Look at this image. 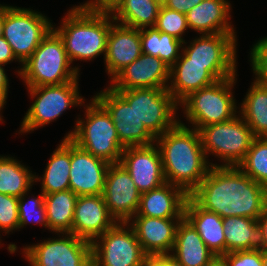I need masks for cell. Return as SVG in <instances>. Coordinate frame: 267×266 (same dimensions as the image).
<instances>
[{
	"label": "cell",
	"mask_w": 267,
	"mask_h": 266,
	"mask_svg": "<svg viewBox=\"0 0 267 266\" xmlns=\"http://www.w3.org/2000/svg\"><path fill=\"white\" fill-rule=\"evenodd\" d=\"M189 196L200 207L222 218L258 220L267 207V187L252 180L238 166H211Z\"/></svg>",
	"instance_id": "6da1fadb"
},
{
	"label": "cell",
	"mask_w": 267,
	"mask_h": 266,
	"mask_svg": "<svg viewBox=\"0 0 267 266\" xmlns=\"http://www.w3.org/2000/svg\"><path fill=\"white\" fill-rule=\"evenodd\" d=\"M165 181L181 188L188 196L206 177L211 163L205 156L198 130L179 121L163 135L156 137Z\"/></svg>",
	"instance_id": "7a4b0ae2"
},
{
	"label": "cell",
	"mask_w": 267,
	"mask_h": 266,
	"mask_svg": "<svg viewBox=\"0 0 267 266\" xmlns=\"http://www.w3.org/2000/svg\"><path fill=\"white\" fill-rule=\"evenodd\" d=\"M114 20L110 13L92 12L81 5L68 10L61 25L53 30L60 36L70 62L91 61L106 54L107 37Z\"/></svg>",
	"instance_id": "3957f363"
},
{
	"label": "cell",
	"mask_w": 267,
	"mask_h": 266,
	"mask_svg": "<svg viewBox=\"0 0 267 266\" xmlns=\"http://www.w3.org/2000/svg\"><path fill=\"white\" fill-rule=\"evenodd\" d=\"M85 107V119L78 117L70 138L80 148L110 164L120 162L125 147L120 143L116 128L107 110L94 98Z\"/></svg>",
	"instance_id": "277c9868"
},
{
	"label": "cell",
	"mask_w": 267,
	"mask_h": 266,
	"mask_svg": "<svg viewBox=\"0 0 267 266\" xmlns=\"http://www.w3.org/2000/svg\"><path fill=\"white\" fill-rule=\"evenodd\" d=\"M71 64L62 39L52 29L22 64L19 77L27 87L59 85L79 79L80 68Z\"/></svg>",
	"instance_id": "5b68a950"
},
{
	"label": "cell",
	"mask_w": 267,
	"mask_h": 266,
	"mask_svg": "<svg viewBox=\"0 0 267 266\" xmlns=\"http://www.w3.org/2000/svg\"><path fill=\"white\" fill-rule=\"evenodd\" d=\"M236 76L216 81L214 84L191 93L179 106L193 128L200 130L210 124L232 120L239 111L232 94ZM182 105V106H181ZM237 112V113H236Z\"/></svg>",
	"instance_id": "8992f818"
},
{
	"label": "cell",
	"mask_w": 267,
	"mask_h": 266,
	"mask_svg": "<svg viewBox=\"0 0 267 266\" xmlns=\"http://www.w3.org/2000/svg\"><path fill=\"white\" fill-rule=\"evenodd\" d=\"M50 21L45 15L33 9L4 5L3 37L20 62L18 76L21 74L22 64L53 29V23Z\"/></svg>",
	"instance_id": "52a82bcc"
},
{
	"label": "cell",
	"mask_w": 267,
	"mask_h": 266,
	"mask_svg": "<svg viewBox=\"0 0 267 266\" xmlns=\"http://www.w3.org/2000/svg\"><path fill=\"white\" fill-rule=\"evenodd\" d=\"M78 83L75 79L59 85L27 87L35 101L21 122L19 134L31 133L59 118L66 109L84 105L85 99L79 94Z\"/></svg>",
	"instance_id": "ba28073f"
},
{
	"label": "cell",
	"mask_w": 267,
	"mask_h": 266,
	"mask_svg": "<svg viewBox=\"0 0 267 266\" xmlns=\"http://www.w3.org/2000/svg\"><path fill=\"white\" fill-rule=\"evenodd\" d=\"M199 133L206 158L212 154L222 161L217 166H238L255 138L239 114L232 120L202 127Z\"/></svg>",
	"instance_id": "9c48e42d"
},
{
	"label": "cell",
	"mask_w": 267,
	"mask_h": 266,
	"mask_svg": "<svg viewBox=\"0 0 267 266\" xmlns=\"http://www.w3.org/2000/svg\"><path fill=\"white\" fill-rule=\"evenodd\" d=\"M133 107L139 120L155 136L163 135L180 120L176 111L180 107L168 89L141 88L114 90Z\"/></svg>",
	"instance_id": "30bf717a"
},
{
	"label": "cell",
	"mask_w": 267,
	"mask_h": 266,
	"mask_svg": "<svg viewBox=\"0 0 267 266\" xmlns=\"http://www.w3.org/2000/svg\"><path fill=\"white\" fill-rule=\"evenodd\" d=\"M57 235L56 239L48 238L41 243L23 246L22 253L30 266H92L90 241L72 233Z\"/></svg>",
	"instance_id": "8fae6325"
},
{
	"label": "cell",
	"mask_w": 267,
	"mask_h": 266,
	"mask_svg": "<svg viewBox=\"0 0 267 266\" xmlns=\"http://www.w3.org/2000/svg\"><path fill=\"white\" fill-rule=\"evenodd\" d=\"M92 266H140L147 256L132 227L117 222L91 242Z\"/></svg>",
	"instance_id": "7c38bea8"
},
{
	"label": "cell",
	"mask_w": 267,
	"mask_h": 266,
	"mask_svg": "<svg viewBox=\"0 0 267 266\" xmlns=\"http://www.w3.org/2000/svg\"><path fill=\"white\" fill-rule=\"evenodd\" d=\"M237 65H203L188 63L181 52L180 57L170 67L168 91L180 104L191 93L208 87L218 80L236 76Z\"/></svg>",
	"instance_id": "4fadbf2b"
},
{
	"label": "cell",
	"mask_w": 267,
	"mask_h": 266,
	"mask_svg": "<svg viewBox=\"0 0 267 266\" xmlns=\"http://www.w3.org/2000/svg\"><path fill=\"white\" fill-rule=\"evenodd\" d=\"M94 98L110 114L120 143L126 147L148 146L156 137L139 120L135 110L112 88L106 87Z\"/></svg>",
	"instance_id": "5bb4252c"
},
{
	"label": "cell",
	"mask_w": 267,
	"mask_h": 266,
	"mask_svg": "<svg viewBox=\"0 0 267 266\" xmlns=\"http://www.w3.org/2000/svg\"><path fill=\"white\" fill-rule=\"evenodd\" d=\"M102 196L116 222H128L137 214L141 193L131 175L120 164H110Z\"/></svg>",
	"instance_id": "9a60e30c"
},
{
	"label": "cell",
	"mask_w": 267,
	"mask_h": 266,
	"mask_svg": "<svg viewBox=\"0 0 267 266\" xmlns=\"http://www.w3.org/2000/svg\"><path fill=\"white\" fill-rule=\"evenodd\" d=\"M110 163L80 148L70 139L69 185L77 196L101 195Z\"/></svg>",
	"instance_id": "2e32d148"
},
{
	"label": "cell",
	"mask_w": 267,
	"mask_h": 266,
	"mask_svg": "<svg viewBox=\"0 0 267 266\" xmlns=\"http://www.w3.org/2000/svg\"><path fill=\"white\" fill-rule=\"evenodd\" d=\"M131 175L139 192L145 193L163 185L166 181L158 146L126 147L119 162Z\"/></svg>",
	"instance_id": "e0dca14e"
},
{
	"label": "cell",
	"mask_w": 267,
	"mask_h": 266,
	"mask_svg": "<svg viewBox=\"0 0 267 266\" xmlns=\"http://www.w3.org/2000/svg\"><path fill=\"white\" fill-rule=\"evenodd\" d=\"M170 67L158 57L142 53L111 81L113 90L164 88L169 83Z\"/></svg>",
	"instance_id": "ac0fdd59"
},
{
	"label": "cell",
	"mask_w": 267,
	"mask_h": 266,
	"mask_svg": "<svg viewBox=\"0 0 267 266\" xmlns=\"http://www.w3.org/2000/svg\"><path fill=\"white\" fill-rule=\"evenodd\" d=\"M181 219L133 216L127 223L146 255H166L173 250L176 228Z\"/></svg>",
	"instance_id": "d6986e66"
},
{
	"label": "cell",
	"mask_w": 267,
	"mask_h": 266,
	"mask_svg": "<svg viewBox=\"0 0 267 266\" xmlns=\"http://www.w3.org/2000/svg\"><path fill=\"white\" fill-rule=\"evenodd\" d=\"M236 34H202L182 47L188 63L203 65H236Z\"/></svg>",
	"instance_id": "ffe728a7"
},
{
	"label": "cell",
	"mask_w": 267,
	"mask_h": 266,
	"mask_svg": "<svg viewBox=\"0 0 267 266\" xmlns=\"http://www.w3.org/2000/svg\"><path fill=\"white\" fill-rule=\"evenodd\" d=\"M101 195L78 196L72 234L92 242L116 224Z\"/></svg>",
	"instance_id": "44dd1931"
},
{
	"label": "cell",
	"mask_w": 267,
	"mask_h": 266,
	"mask_svg": "<svg viewBox=\"0 0 267 266\" xmlns=\"http://www.w3.org/2000/svg\"><path fill=\"white\" fill-rule=\"evenodd\" d=\"M141 54L140 29L114 22L107 37L104 57L106 72L110 76V80Z\"/></svg>",
	"instance_id": "7402d4cb"
},
{
	"label": "cell",
	"mask_w": 267,
	"mask_h": 266,
	"mask_svg": "<svg viewBox=\"0 0 267 266\" xmlns=\"http://www.w3.org/2000/svg\"><path fill=\"white\" fill-rule=\"evenodd\" d=\"M228 0H203L187 12L188 28L198 34H235ZM230 11V12H229Z\"/></svg>",
	"instance_id": "603a6c76"
},
{
	"label": "cell",
	"mask_w": 267,
	"mask_h": 266,
	"mask_svg": "<svg viewBox=\"0 0 267 266\" xmlns=\"http://www.w3.org/2000/svg\"><path fill=\"white\" fill-rule=\"evenodd\" d=\"M187 197L181 188L165 182L160 187L141 194L135 216L183 218Z\"/></svg>",
	"instance_id": "cb8c5ba5"
},
{
	"label": "cell",
	"mask_w": 267,
	"mask_h": 266,
	"mask_svg": "<svg viewBox=\"0 0 267 266\" xmlns=\"http://www.w3.org/2000/svg\"><path fill=\"white\" fill-rule=\"evenodd\" d=\"M170 255L183 266H212L219 259L185 217L177 225L175 243Z\"/></svg>",
	"instance_id": "d4e9b609"
},
{
	"label": "cell",
	"mask_w": 267,
	"mask_h": 266,
	"mask_svg": "<svg viewBox=\"0 0 267 266\" xmlns=\"http://www.w3.org/2000/svg\"><path fill=\"white\" fill-rule=\"evenodd\" d=\"M184 217L193 225L203 242L218 258L226 254L223 218L200 207L190 196L184 207Z\"/></svg>",
	"instance_id": "484cf974"
},
{
	"label": "cell",
	"mask_w": 267,
	"mask_h": 266,
	"mask_svg": "<svg viewBox=\"0 0 267 266\" xmlns=\"http://www.w3.org/2000/svg\"><path fill=\"white\" fill-rule=\"evenodd\" d=\"M70 138H64L53 151L42 177L35 175V182L41 181V192L51 194L70 189Z\"/></svg>",
	"instance_id": "4316f807"
},
{
	"label": "cell",
	"mask_w": 267,
	"mask_h": 266,
	"mask_svg": "<svg viewBox=\"0 0 267 266\" xmlns=\"http://www.w3.org/2000/svg\"><path fill=\"white\" fill-rule=\"evenodd\" d=\"M240 106L238 114L254 137H267V83L254 79Z\"/></svg>",
	"instance_id": "83f0119b"
},
{
	"label": "cell",
	"mask_w": 267,
	"mask_h": 266,
	"mask_svg": "<svg viewBox=\"0 0 267 266\" xmlns=\"http://www.w3.org/2000/svg\"><path fill=\"white\" fill-rule=\"evenodd\" d=\"M78 196L70 189L45 194L48 229L55 234L72 233L74 209Z\"/></svg>",
	"instance_id": "f1b7e54d"
},
{
	"label": "cell",
	"mask_w": 267,
	"mask_h": 266,
	"mask_svg": "<svg viewBox=\"0 0 267 266\" xmlns=\"http://www.w3.org/2000/svg\"><path fill=\"white\" fill-rule=\"evenodd\" d=\"M223 227L226 254L258 248L259 233L257 220L240 216L226 217L223 218Z\"/></svg>",
	"instance_id": "f546056e"
},
{
	"label": "cell",
	"mask_w": 267,
	"mask_h": 266,
	"mask_svg": "<svg viewBox=\"0 0 267 266\" xmlns=\"http://www.w3.org/2000/svg\"><path fill=\"white\" fill-rule=\"evenodd\" d=\"M160 8L153 0H123L111 16L118 24L142 29L155 26Z\"/></svg>",
	"instance_id": "4dcf8cb0"
},
{
	"label": "cell",
	"mask_w": 267,
	"mask_h": 266,
	"mask_svg": "<svg viewBox=\"0 0 267 266\" xmlns=\"http://www.w3.org/2000/svg\"><path fill=\"white\" fill-rule=\"evenodd\" d=\"M14 157L0 155V193L21 197L32 189L35 174Z\"/></svg>",
	"instance_id": "1f68e13d"
},
{
	"label": "cell",
	"mask_w": 267,
	"mask_h": 266,
	"mask_svg": "<svg viewBox=\"0 0 267 266\" xmlns=\"http://www.w3.org/2000/svg\"><path fill=\"white\" fill-rule=\"evenodd\" d=\"M142 53L158 57L171 67L180 57L183 41L167 33L160 32L155 27L140 29Z\"/></svg>",
	"instance_id": "d6a6232c"
},
{
	"label": "cell",
	"mask_w": 267,
	"mask_h": 266,
	"mask_svg": "<svg viewBox=\"0 0 267 266\" xmlns=\"http://www.w3.org/2000/svg\"><path fill=\"white\" fill-rule=\"evenodd\" d=\"M238 167L252 180L267 187V137H255Z\"/></svg>",
	"instance_id": "836d02e7"
},
{
	"label": "cell",
	"mask_w": 267,
	"mask_h": 266,
	"mask_svg": "<svg viewBox=\"0 0 267 266\" xmlns=\"http://www.w3.org/2000/svg\"><path fill=\"white\" fill-rule=\"evenodd\" d=\"M40 193L37 198H28L29 200H27L28 191L18 198L19 229L31 222L36 224L40 223L41 226L48 229L44 204L45 194L43 192Z\"/></svg>",
	"instance_id": "e575fe53"
},
{
	"label": "cell",
	"mask_w": 267,
	"mask_h": 266,
	"mask_svg": "<svg viewBox=\"0 0 267 266\" xmlns=\"http://www.w3.org/2000/svg\"><path fill=\"white\" fill-rule=\"evenodd\" d=\"M154 27L160 32L167 33L183 41L185 45L188 43L185 42L184 37L182 36L185 31L188 30L185 14L161 6Z\"/></svg>",
	"instance_id": "d590c367"
},
{
	"label": "cell",
	"mask_w": 267,
	"mask_h": 266,
	"mask_svg": "<svg viewBox=\"0 0 267 266\" xmlns=\"http://www.w3.org/2000/svg\"><path fill=\"white\" fill-rule=\"evenodd\" d=\"M17 229H19L18 197L0 193V230L9 234Z\"/></svg>",
	"instance_id": "8d00e7d4"
},
{
	"label": "cell",
	"mask_w": 267,
	"mask_h": 266,
	"mask_svg": "<svg viewBox=\"0 0 267 266\" xmlns=\"http://www.w3.org/2000/svg\"><path fill=\"white\" fill-rule=\"evenodd\" d=\"M249 54L255 80L267 83V37L259 39L252 46Z\"/></svg>",
	"instance_id": "74e56055"
},
{
	"label": "cell",
	"mask_w": 267,
	"mask_h": 266,
	"mask_svg": "<svg viewBox=\"0 0 267 266\" xmlns=\"http://www.w3.org/2000/svg\"><path fill=\"white\" fill-rule=\"evenodd\" d=\"M219 260L224 266H263L259 248L230 252L222 255Z\"/></svg>",
	"instance_id": "f35d334b"
},
{
	"label": "cell",
	"mask_w": 267,
	"mask_h": 266,
	"mask_svg": "<svg viewBox=\"0 0 267 266\" xmlns=\"http://www.w3.org/2000/svg\"><path fill=\"white\" fill-rule=\"evenodd\" d=\"M123 0H90L80 4L84 9L92 12L112 13Z\"/></svg>",
	"instance_id": "ab89813d"
},
{
	"label": "cell",
	"mask_w": 267,
	"mask_h": 266,
	"mask_svg": "<svg viewBox=\"0 0 267 266\" xmlns=\"http://www.w3.org/2000/svg\"><path fill=\"white\" fill-rule=\"evenodd\" d=\"M203 0H167L165 7L186 14Z\"/></svg>",
	"instance_id": "60d3db41"
},
{
	"label": "cell",
	"mask_w": 267,
	"mask_h": 266,
	"mask_svg": "<svg viewBox=\"0 0 267 266\" xmlns=\"http://www.w3.org/2000/svg\"><path fill=\"white\" fill-rule=\"evenodd\" d=\"M259 233V246L261 250H267V207L257 220Z\"/></svg>",
	"instance_id": "b9f144b4"
},
{
	"label": "cell",
	"mask_w": 267,
	"mask_h": 266,
	"mask_svg": "<svg viewBox=\"0 0 267 266\" xmlns=\"http://www.w3.org/2000/svg\"><path fill=\"white\" fill-rule=\"evenodd\" d=\"M16 59L14 56L11 46L9 43L5 40L3 36L0 37V64L1 65H7L8 63H11Z\"/></svg>",
	"instance_id": "7bdbcfd3"
},
{
	"label": "cell",
	"mask_w": 267,
	"mask_h": 266,
	"mask_svg": "<svg viewBox=\"0 0 267 266\" xmlns=\"http://www.w3.org/2000/svg\"><path fill=\"white\" fill-rule=\"evenodd\" d=\"M5 66L0 64V110L4 108L6 105L7 95H8V87L9 79L5 72Z\"/></svg>",
	"instance_id": "ee69618b"
},
{
	"label": "cell",
	"mask_w": 267,
	"mask_h": 266,
	"mask_svg": "<svg viewBox=\"0 0 267 266\" xmlns=\"http://www.w3.org/2000/svg\"><path fill=\"white\" fill-rule=\"evenodd\" d=\"M140 266H164V255H147Z\"/></svg>",
	"instance_id": "f6af8a7d"
},
{
	"label": "cell",
	"mask_w": 267,
	"mask_h": 266,
	"mask_svg": "<svg viewBox=\"0 0 267 266\" xmlns=\"http://www.w3.org/2000/svg\"><path fill=\"white\" fill-rule=\"evenodd\" d=\"M164 266H183L180 262H178L174 257L170 254L164 255Z\"/></svg>",
	"instance_id": "bcb514c9"
},
{
	"label": "cell",
	"mask_w": 267,
	"mask_h": 266,
	"mask_svg": "<svg viewBox=\"0 0 267 266\" xmlns=\"http://www.w3.org/2000/svg\"><path fill=\"white\" fill-rule=\"evenodd\" d=\"M3 25H4V5L0 4V37L3 36Z\"/></svg>",
	"instance_id": "7dc6e473"
},
{
	"label": "cell",
	"mask_w": 267,
	"mask_h": 266,
	"mask_svg": "<svg viewBox=\"0 0 267 266\" xmlns=\"http://www.w3.org/2000/svg\"><path fill=\"white\" fill-rule=\"evenodd\" d=\"M263 266H267V250H261Z\"/></svg>",
	"instance_id": "c3c4849f"
},
{
	"label": "cell",
	"mask_w": 267,
	"mask_h": 266,
	"mask_svg": "<svg viewBox=\"0 0 267 266\" xmlns=\"http://www.w3.org/2000/svg\"><path fill=\"white\" fill-rule=\"evenodd\" d=\"M158 3L160 6H164L167 0H153Z\"/></svg>",
	"instance_id": "681fc988"
},
{
	"label": "cell",
	"mask_w": 267,
	"mask_h": 266,
	"mask_svg": "<svg viewBox=\"0 0 267 266\" xmlns=\"http://www.w3.org/2000/svg\"><path fill=\"white\" fill-rule=\"evenodd\" d=\"M212 266H224L223 263L218 259Z\"/></svg>",
	"instance_id": "f907efd6"
},
{
	"label": "cell",
	"mask_w": 267,
	"mask_h": 266,
	"mask_svg": "<svg viewBox=\"0 0 267 266\" xmlns=\"http://www.w3.org/2000/svg\"><path fill=\"white\" fill-rule=\"evenodd\" d=\"M2 114H1V110H0V121L2 122L3 118H2Z\"/></svg>",
	"instance_id": "816d5d0a"
}]
</instances>
